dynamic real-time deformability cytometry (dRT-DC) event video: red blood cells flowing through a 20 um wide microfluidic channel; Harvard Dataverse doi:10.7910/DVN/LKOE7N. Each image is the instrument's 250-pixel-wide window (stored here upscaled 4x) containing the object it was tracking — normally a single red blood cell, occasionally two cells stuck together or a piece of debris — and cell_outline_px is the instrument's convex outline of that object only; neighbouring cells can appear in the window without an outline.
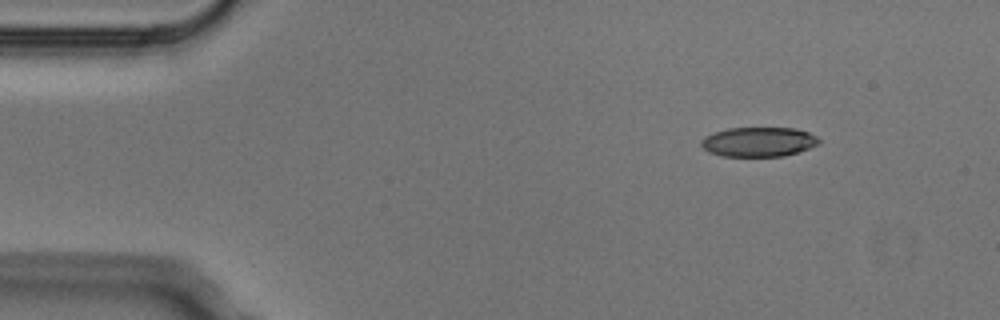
{"species": "Egyptian fruit bat (a non-hibernating species)", "species_latin": "Rousettus aegyptiacus", "temperature_condition": "cold", "stored_images_in_passage": 7, "camera_frame_rate_fps": 3000, "um_per_image_px": 0.085, "animal": {"sex": "male"}, "frame": {"image": 1, "passage_image": 2, "time_ms": 0.333, "image_size_px": [1000, 320], "cell_outline_px": [[820, 144], [784, 156], [720, 156], [708, 152], [700, 144], [700, 140], [704, 136], [728, 128], [796, 128], [808, 132], [816, 136], [820, 140]], "centroid_in_image_um": [64.46, 12.06], "position_along_channel_um": 20.5, "area_um2": 20.29}}
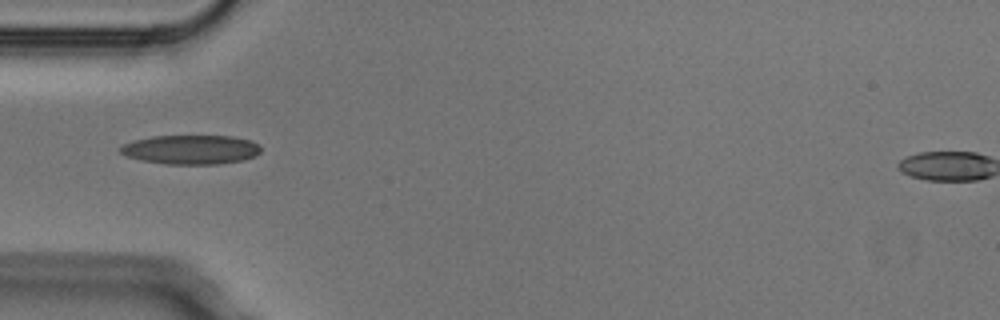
{"frame": {"image": 2, "passage_image": 5, "time_ms": 1.333, "image_size_px": [1000, 320], "cell_outline_px": [[260, 152], [256, 156], [244, 160], [220, 164], [164, 164], [140, 160], [128, 156], [120, 152], [120, 148], [124, 144], [136, 140], [152, 136], [232, 136], [252, 140], [260, 144]], "centroid_in_image_um": [16.29, 12.72], "position_along_channel_um": 68.7, "area_um2": 24.04}}
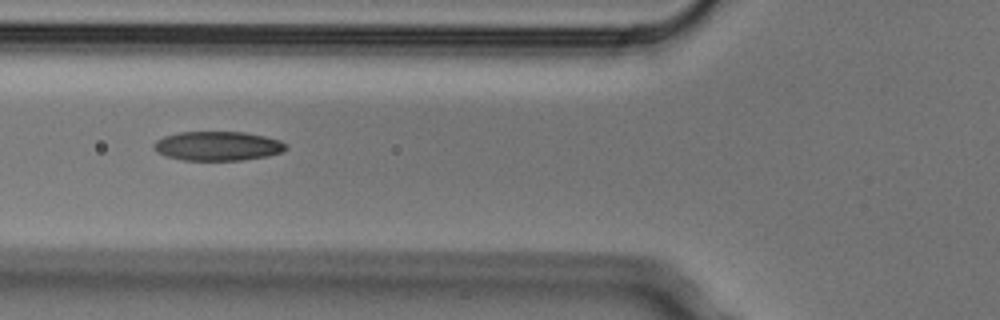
{"frame": {"image": 3, "passage_image": 6, "time_ms": 1.667, "image_size_px": [1000, 320], "cell_outline_px": [[288, 148], [280, 152], [268, 156], [240, 160], [184, 160], [164, 156], [156, 152], [156, 140], [164, 136], [180, 132], [244, 132], [264, 136], [280, 140], [288, 144]], "centroid_in_image_um": [18.53, 12.41], "position_along_channel_um": 107.3, "area_um2": 22.43}}